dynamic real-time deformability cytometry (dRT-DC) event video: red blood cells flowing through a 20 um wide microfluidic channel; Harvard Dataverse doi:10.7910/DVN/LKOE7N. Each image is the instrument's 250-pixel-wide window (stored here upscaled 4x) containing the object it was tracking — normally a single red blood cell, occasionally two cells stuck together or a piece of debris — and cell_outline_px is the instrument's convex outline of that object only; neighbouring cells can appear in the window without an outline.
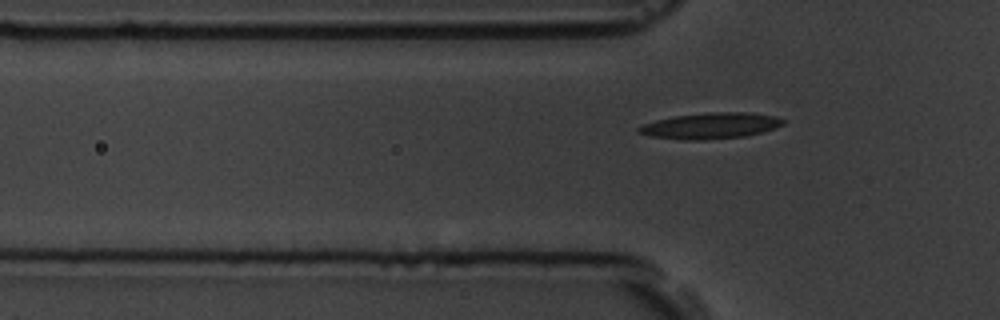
{"species": "common noctule bat (a hibernating species)", "species_latin": "Nyctalus noctula", "temperature_condition": "room temperature", "stored_images_in_passage": 7, "camera_frame_rate_fps": 3000, "um_per_image_px": 0.085, "animal": {"sex": "male", "body_mass_g": 19.5, "forearm_length_mm": 54.6}, "frame": {"image": 1, "passage_image": 7, "time_ms": 7.667, "image_size_px": [1000, 320], "cell_outline_px": [[784, 124], [776, 128], [744, 136], [704, 140], [684, 140], [648, 136], [636, 132], [636, 128], [644, 124], [656, 120], [672, 116], [708, 112], [748, 112], [776, 116], [784, 120]], "centroid_in_image_um": [60.36, 10.68], "position_along_channel_um": 65.4, "area_um2": 22.02}}